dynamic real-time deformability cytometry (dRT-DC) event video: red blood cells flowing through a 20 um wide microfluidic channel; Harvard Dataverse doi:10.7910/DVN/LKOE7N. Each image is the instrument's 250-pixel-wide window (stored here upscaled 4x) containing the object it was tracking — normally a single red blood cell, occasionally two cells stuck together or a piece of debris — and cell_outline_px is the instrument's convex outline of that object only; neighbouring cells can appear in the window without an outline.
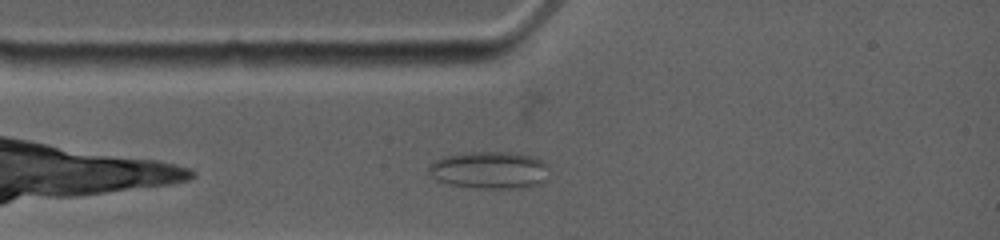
{"species": "common noctule bat (a hibernating species)", "species_latin": "Nyctalus noctula", "temperature_condition": "warm", "stored_images_in_passage": 11, "camera_frame_rate_fps": 4500, "um_per_image_px": 0.085, "animal": {"sex": "female", "body_mass_g": 19.0, "forearm_length_mm": 53.3}, "frame": {"image": 1, "passage_image": 2, "time_ms": 0.444, "image_size_px": [1000, 240], "cell_outline_px": [[548, 168], [544, 180], [540, 184], [516, 188], [484, 188], [452, 184], [436, 180], [428, 172], [428, 168], [436, 160], [444, 156], [468, 152], [512, 152], [536, 156], [548, 164]], "centroid_in_image_um": [41.64, 14.44], "position_along_channel_um": 43.4, "area_um2": 26.01}}
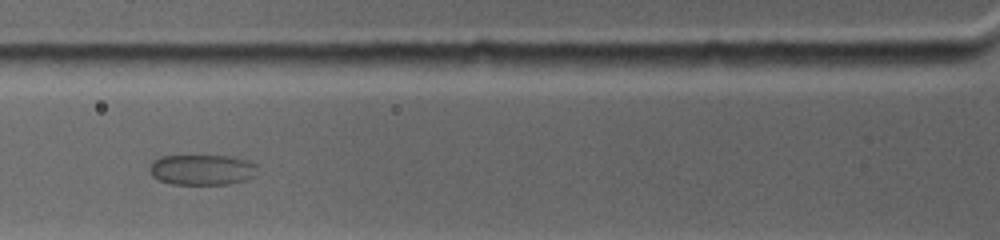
{"frame": {"image": 2, "passage_image": 7, "time_ms": 2.222, "image_size_px": [1000, 240], "cell_outline_px": [[260, 172], [256, 176], [244, 180], [228, 184], [172, 184], [160, 180], [152, 176], [148, 168], [152, 160], [160, 156], [232, 156], [248, 160], [256, 164]], "centroid_in_image_um": [17.2, 14.42], "position_along_channel_um": 108.6, "area_um2": 19.48}}
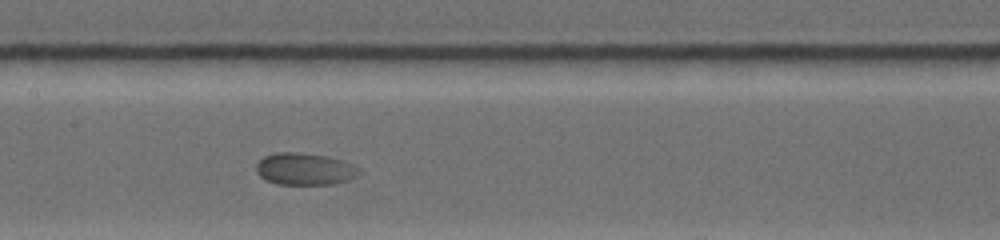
{"frame": {"image": 3, "passage_image": 11, "time_ms": 4.222, "image_size_px": [1000, 240], "cell_outline_px": [[364, 172], [348, 180], [336, 184], [276, 184], [264, 180], [256, 172], [256, 164], [264, 156], [276, 152], [296, 152], [328, 156], [344, 160], [356, 164]], "centroid_in_image_um": [25.95, 14.36], "position_along_channel_um": 181.4, "area_um2": 19.65}}